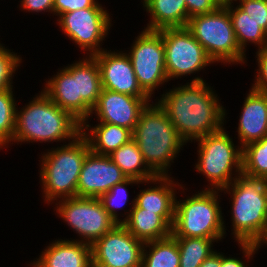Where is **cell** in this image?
Returning a JSON list of instances; mask_svg holds the SVG:
<instances>
[{"label":"cell","instance_id":"32","mask_svg":"<svg viewBox=\"0 0 267 267\" xmlns=\"http://www.w3.org/2000/svg\"><path fill=\"white\" fill-rule=\"evenodd\" d=\"M3 45L5 44L0 42V91L14 88L15 72L23 63L20 55Z\"/></svg>","mask_w":267,"mask_h":267},{"label":"cell","instance_id":"16","mask_svg":"<svg viewBox=\"0 0 267 267\" xmlns=\"http://www.w3.org/2000/svg\"><path fill=\"white\" fill-rule=\"evenodd\" d=\"M127 176L109 156L90 151L82 165L77 184V197L99 198Z\"/></svg>","mask_w":267,"mask_h":267},{"label":"cell","instance_id":"30","mask_svg":"<svg viewBox=\"0 0 267 267\" xmlns=\"http://www.w3.org/2000/svg\"><path fill=\"white\" fill-rule=\"evenodd\" d=\"M242 174L267 180V137L242 148Z\"/></svg>","mask_w":267,"mask_h":267},{"label":"cell","instance_id":"27","mask_svg":"<svg viewBox=\"0 0 267 267\" xmlns=\"http://www.w3.org/2000/svg\"><path fill=\"white\" fill-rule=\"evenodd\" d=\"M141 267H180L177 240L170 235L144 243Z\"/></svg>","mask_w":267,"mask_h":267},{"label":"cell","instance_id":"22","mask_svg":"<svg viewBox=\"0 0 267 267\" xmlns=\"http://www.w3.org/2000/svg\"><path fill=\"white\" fill-rule=\"evenodd\" d=\"M150 19L145 29L183 28L189 21L185 0H140Z\"/></svg>","mask_w":267,"mask_h":267},{"label":"cell","instance_id":"40","mask_svg":"<svg viewBox=\"0 0 267 267\" xmlns=\"http://www.w3.org/2000/svg\"><path fill=\"white\" fill-rule=\"evenodd\" d=\"M221 5L229 3L231 0H217Z\"/></svg>","mask_w":267,"mask_h":267},{"label":"cell","instance_id":"10","mask_svg":"<svg viewBox=\"0 0 267 267\" xmlns=\"http://www.w3.org/2000/svg\"><path fill=\"white\" fill-rule=\"evenodd\" d=\"M98 1L93 7L59 15L56 24L68 40L75 43L86 56H93L105 48L104 39L110 34L112 16Z\"/></svg>","mask_w":267,"mask_h":267},{"label":"cell","instance_id":"39","mask_svg":"<svg viewBox=\"0 0 267 267\" xmlns=\"http://www.w3.org/2000/svg\"><path fill=\"white\" fill-rule=\"evenodd\" d=\"M200 267H221V252L216 249L203 261Z\"/></svg>","mask_w":267,"mask_h":267},{"label":"cell","instance_id":"37","mask_svg":"<svg viewBox=\"0 0 267 267\" xmlns=\"http://www.w3.org/2000/svg\"><path fill=\"white\" fill-rule=\"evenodd\" d=\"M185 2L189 18L213 12L221 6L217 0H185Z\"/></svg>","mask_w":267,"mask_h":267},{"label":"cell","instance_id":"9","mask_svg":"<svg viewBox=\"0 0 267 267\" xmlns=\"http://www.w3.org/2000/svg\"><path fill=\"white\" fill-rule=\"evenodd\" d=\"M54 206L55 214L80 238L70 240L92 245L117 224L99 198L71 197L56 201Z\"/></svg>","mask_w":267,"mask_h":267},{"label":"cell","instance_id":"29","mask_svg":"<svg viewBox=\"0 0 267 267\" xmlns=\"http://www.w3.org/2000/svg\"><path fill=\"white\" fill-rule=\"evenodd\" d=\"M178 243L180 267H200L215 249V240L200 237H174Z\"/></svg>","mask_w":267,"mask_h":267},{"label":"cell","instance_id":"6","mask_svg":"<svg viewBox=\"0 0 267 267\" xmlns=\"http://www.w3.org/2000/svg\"><path fill=\"white\" fill-rule=\"evenodd\" d=\"M220 190L201 189L182 200L175 199L173 237H200L216 243L227 236ZM226 234V235H225Z\"/></svg>","mask_w":267,"mask_h":267},{"label":"cell","instance_id":"14","mask_svg":"<svg viewBox=\"0 0 267 267\" xmlns=\"http://www.w3.org/2000/svg\"><path fill=\"white\" fill-rule=\"evenodd\" d=\"M99 67L102 88L140 98H150L139 86L127 53L104 49L92 56Z\"/></svg>","mask_w":267,"mask_h":267},{"label":"cell","instance_id":"15","mask_svg":"<svg viewBox=\"0 0 267 267\" xmlns=\"http://www.w3.org/2000/svg\"><path fill=\"white\" fill-rule=\"evenodd\" d=\"M153 101L102 89L96 106L92 109L98 123L125 127L133 132L142 110Z\"/></svg>","mask_w":267,"mask_h":267},{"label":"cell","instance_id":"18","mask_svg":"<svg viewBox=\"0 0 267 267\" xmlns=\"http://www.w3.org/2000/svg\"><path fill=\"white\" fill-rule=\"evenodd\" d=\"M74 78L77 87V120L83 123L90 119L102 91L100 71L92 56H83L74 61Z\"/></svg>","mask_w":267,"mask_h":267},{"label":"cell","instance_id":"5","mask_svg":"<svg viewBox=\"0 0 267 267\" xmlns=\"http://www.w3.org/2000/svg\"><path fill=\"white\" fill-rule=\"evenodd\" d=\"M61 146L46 149L39 155V183L44 203L77 197V184L83 162L91 151L86 137L81 133Z\"/></svg>","mask_w":267,"mask_h":267},{"label":"cell","instance_id":"1","mask_svg":"<svg viewBox=\"0 0 267 267\" xmlns=\"http://www.w3.org/2000/svg\"><path fill=\"white\" fill-rule=\"evenodd\" d=\"M219 99L216 90L206 83L203 76L196 75L190 82L165 90L154 101L166 111L186 144H192L193 141L215 133L226 125L229 113Z\"/></svg>","mask_w":267,"mask_h":267},{"label":"cell","instance_id":"36","mask_svg":"<svg viewBox=\"0 0 267 267\" xmlns=\"http://www.w3.org/2000/svg\"><path fill=\"white\" fill-rule=\"evenodd\" d=\"M98 0H54V15L59 16L66 12L93 7Z\"/></svg>","mask_w":267,"mask_h":267},{"label":"cell","instance_id":"33","mask_svg":"<svg viewBox=\"0 0 267 267\" xmlns=\"http://www.w3.org/2000/svg\"><path fill=\"white\" fill-rule=\"evenodd\" d=\"M267 33V0H233Z\"/></svg>","mask_w":267,"mask_h":267},{"label":"cell","instance_id":"17","mask_svg":"<svg viewBox=\"0 0 267 267\" xmlns=\"http://www.w3.org/2000/svg\"><path fill=\"white\" fill-rule=\"evenodd\" d=\"M44 250V251H43ZM31 261V267H92L91 245L75 240L55 239Z\"/></svg>","mask_w":267,"mask_h":267},{"label":"cell","instance_id":"4","mask_svg":"<svg viewBox=\"0 0 267 267\" xmlns=\"http://www.w3.org/2000/svg\"><path fill=\"white\" fill-rule=\"evenodd\" d=\"M132 139L138 145L144 162L156 176L172 175L169 169L186 145L156 100L140 113Z\"/></svg>","mask_w":267,"mask_h":267},{"label":"cell","instance_id":"25","mask_svg":"<svg viewBox=\"0 0 267 267\" xmlns=\"http://www.w3.org/2000/svg\"><path fill=\"white\" fill-rule=\"evenodd\" d=\"M233 3V4H232ZM231 0L224 6L229 12L232 26L240 49L245 53L249 43L258 49L267 47V33L250 16ZM247 49V50H246Z\"/></svg>","mask_w":267,"mask_h":267},{"label":"cell","instance_id":"7","mask_svg":"<svg viewBox=\"0 0 267 267\" xmlns=\"http://www.w3.org/2000/svg\"><path fill=\"white\" fill-rule=\"evenodd\" d=\"M193 142L198 143L194 171L205 176L204 189L222 190L242 174V147L235 146L225 127Z\"/></svg>","mask_w":267,"mask_h":267},{"label":"cell","instance_id":"21","mask_svg":"<svg viewBox=\"0 0 267 267\" xmlns=\"http://www.w3.org/2000/svg\"><path fill=\"white\" fill-rule=\"evenodd\" d=\"M173 222L174 215H158L135 204L122 224L135 238L145 243L169 237Z\"/></svg>","mask_w":267,"mask_h":267},{"label":"cell","instance_id":"2","mask_svg":"<svg viewBox=\"0 0 267 267\" xmlns=\"http://www.w3.org/2000/svg\"><path fill=\"white\" fill-rule=\"evenodd\" d=\"M16 107L15 131L12 142L69 143L81 134L82 123L71 113L61 109L42 91L25 106ZM68 141V142H67Z\"/></svg>","mask_w":267,"mask_h":267},{"label":"cell","instance_id":"11","mask_svg":"<svg viewBox=\"0 0 267 267\" xmlns=\"http://www.w3.org/2000/svg\"><path fill=\"white\" fill-rule=\"evenodd\" d=\"M134 40L131 49L124 51L130 58L139 86L153 99L155 91L169 82L162 33L143 28Z\"/></svg>","mask_w":267,"mask_h":267},{"label":"cell","instance_id":"24","mask_svg":"<svg viewBox=\"0 0 267 267\" xmlns=\"http://www.w3.org/2000/svg\"><path fill=\"white\" fill-rule=\"evenodd\" d=\"M58 72L44 82L42 92L61 109L77 119V87L74 78V62L58 68Z\"/></svg>","mask_w":267,"mask_h":267},{"label":"cell","instance_id":"19","mask_svg":"<svg viewBox=\"0 0 267 267\" xmlns=\"http://www.w3.org/2000/svg\"><path fill=\"white\" fill-rule=\"evenodd\" d=\"M244 98L239 116L237 139L245 145L267 137V94L250 88Z\"/></svg>","mask_w":267,"mask_h":267},{"label":"cell","instance_id":"20","mask_svg":"<svg viewBox=\"0 0 267 267\" xmlns=\"http://www.w3.org/2000/svg\"><path fill=\"white\" fill-rule=\"evenodd\" d=\"M174 180L172 176H156L154 179L143 182V185L147 186L144 189L141 187L142 189L135 196V204L139 208L158 215H174L176 195L180 190H182L181 193H185L187 189L185 184Z\"/></svg>","mask_w":267,"mask_h":267},{"label":"cell","instance_id":"38","mask_svg":"<svg viewBox=\"0 0 267 267\" xmlns=\"http://www.w3.org/2000/svg\"><path fill=\"white\" fill-rule=\"evenodd\" d=\"M21 11L31 12L35 14L39 13H50L54 16V0H20Z\"/></svg>","mask_w":267,"mask_h":267},{"label":"cell","instance_id":"12","mask_svg":"<svg viewBox=\"0 0 267 267\" xmlns=\"http://www.w3.org/2000/svg\"><path fill=\"white\" fill-rule=\"evenodd\" d=\"M162 33L165 48V69L168 80L181 79L191 74H200L214 65L204 47L186 28H165Z\"/></svg>","mask_w":267,"mask_h":267},{"label":"cell","instance_id":"13","mask_svg":"<svg viewBox=\"0 0 267 267\" xmlns=\"http://www.w3.org/2000/svg\"><path fill=\"white\" fill-rule=\"evenodd\" d=\"M144 242L122 224L91 245L92 267H141Z\"/></svg>","mask_w":267,"mask_h":267},{"label":"cell","instance_id":"26","mask_svg":"<svg viewBox=\"0 0 267 267\" xmlns=\"http://www.w3.org/2000/svg\"><path fill=\"white\" fill-rule=\"evenodd\" d=\"M108 156L120 167L127 178H135L141 182H145L156 177L144 162L142 153L133 139L123 144Z\"/></svg>","mask_w":267,"mask_h":267},{"label":"cell","instance_id":"35","mask_svg":"<svg viewBox=\"0 0 267 267\" xmlns=\"http://www.w3.org/2000/svg\"><path fill=\"white\" fill-rule=\"evenodd\" d=\"M257 69L251 88L255 91L267 94V47L257 49L256 56Z\"/></svg>","mask_w":267,"mask_h":267},{"label":"cell","instance_id":"34","mask_svg":"<svg viewBox=\"0 0 267 267\" xmlns=\"http://www.w3.org/2000/svg\"><path fill=\"white\" fill-rule=\"evenodd\" d=\"M238 248H240L239 250L243 254L242 258L244 260L239 257H232V255L227 256L221 252V267H249L250 265L248 263L254 259V255L263 247L253 243H238Z\"/></svg>","mask_w":267,"mask_h":267},{"label":"cell","instance_id":"23","mask_svg":"<svg viewBox=\"0 0 267 267\" xmlns=\"http://www.w3.org/2000/svg\"><path fill=\"white\" fill-rule=\"evenodd\" d=\"M89 121L91 119L82 123L81 133L88 140L93 153L108 156L133 138V132L125 127L109 123H97L93 126Z\"/></svg>","mask_w":267,"mask_h":267},{"label":"cell","instance_id":"31","mask_svg":"<svg viewBox=\"0 0 267 267\" xmlns=\"http://www.w3.org/2000/svg\"><path fill=\"white\" fill-rule=\"evenodd\" d=\"M14 89L0 91V151L8 149L15 131L16 98Z\"/></svg>","mask_w":267,"mask_h":267},{"label":"cell","instance_id":"8","mask_svg":"<svg viewBox=\"0 0 267 267\" xmlns=\"http://www.w3.org/2000/svg\"><path fill=\"white\" fill-rule=\"evenodd\" d=\"M186 28L204 47L215 65L247 64V56L238 45L229 12L224 5L213 12L189 18Z\"/></svg>","mask_w":267,"mask_h":267},{"label":"cell","instance_id":"28","mask_svg":"<svg viewBox=\"0 0 267 267\" xmlns=\"http://www.w3.org/2000/svg\"><path fill=\"white\" fill-rule=\"evenodd\" d=\"M140 184H143V182L135 178H127L123 182L113 186L107 193H104L99 197L103 208L117 222V224L123 223L129 217L130 212L135 205L134 197L131 203H129L130 208L128 210L126 208L123 210V206L125 207L129 202V191L127 187L129 185L132 187L134 185H137V187L140 188ZM121 209L122 211H124L122 215L121 213H119V210L121 211ZM122 216L125 218H123Z\"/></svg>","mask_w":267,"mask_h":267},{"label":"cell","instance_id":"3","mask_svg":"<svg viewBox=\"0 0 267 267\" xmlns=\"http://www.w3.org/2000/svg\"><path fill=\"white\" fill-rule=\"evenodd\" d=\"M234 242L267 247V180L240 174L227 187Z\"/></svg>","mask_w":267,"mask_h":267}]
</instances>
